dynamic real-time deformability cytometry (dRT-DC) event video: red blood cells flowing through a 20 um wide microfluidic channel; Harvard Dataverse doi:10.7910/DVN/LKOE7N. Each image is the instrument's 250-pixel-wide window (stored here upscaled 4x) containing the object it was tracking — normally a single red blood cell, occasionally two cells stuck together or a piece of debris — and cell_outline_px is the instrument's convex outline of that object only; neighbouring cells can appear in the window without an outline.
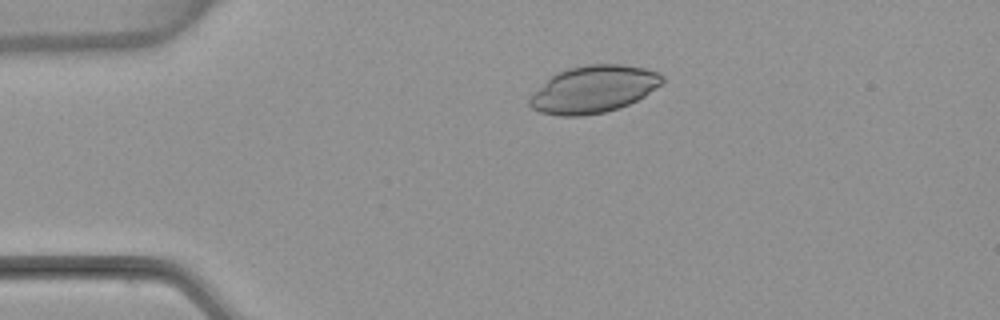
{"species": "common noctule bat (a hibernating species)", "species_latin": "Nyctalus noctula", "temperature_condition": "warm", "stored_images_in_passage": 7, "camera_frame_rate_fps": 3000, "um_per_image_px": 0.085, "animal": {"sex": "female", "body_mass_g": 22.7, "forearm_length_mm": 54.2}, "frame": {"image": 1, "passage_image": 3, "time_ms": 0.667, "image_size_px": [1000, 320], "cell_outline_px": [[664, 80], [660, 84], [644, 96], [620, 108], [604, 112], [584, 116], [560, 116], [540, 112], [532, 108], [528, 104], [528, 100], [532, 92], [552, 76], [568, 68], [588, 64], [620, 64], [644, 68], [656, 72], [664, 76]], "centroid_in_image_um": [50.42, 7.6], "position_along_channel_um": 34.6, "area_um2": 36.3}}